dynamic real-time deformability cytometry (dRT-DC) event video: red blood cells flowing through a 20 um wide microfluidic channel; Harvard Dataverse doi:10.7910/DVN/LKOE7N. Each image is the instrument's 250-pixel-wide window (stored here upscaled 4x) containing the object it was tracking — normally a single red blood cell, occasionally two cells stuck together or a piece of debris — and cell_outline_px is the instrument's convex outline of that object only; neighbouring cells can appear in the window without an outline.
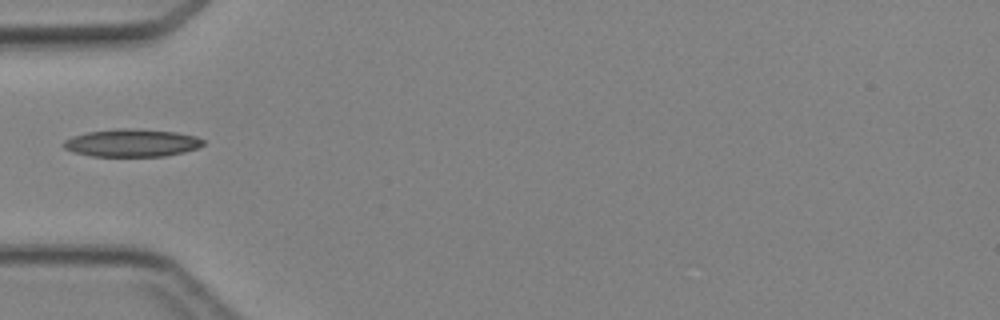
{"species": "Egyptian fruit bat (a non-hibernating species)", "species_latin": "Rousettus aegyptiacus", "temperature_condition": "cold", "stored_images_in_passage": 3, "camera_frame_rate_fps": 3000, "um_per_image_px": 0.085, "animal": {"sex": "female"}, "frame": {"image": 1, "passage_image": 2, "time_ms": 1.333, "image_size_px": [1000, 320], "cell_outline_px": [[204, 144], [196, 148], [184, 152], [164, 156], [92, 156], [72, 152], [64, 148], [60, 144], [64, 140], [72, 136], [88, 132], [116, 128], [140, 128], [176, 132], [196, 136], [204, 140]], "centroid_in_image_um": [11.17, 12.13], "position_along_channel_um": 73.8, "area_um2": 22.77}}
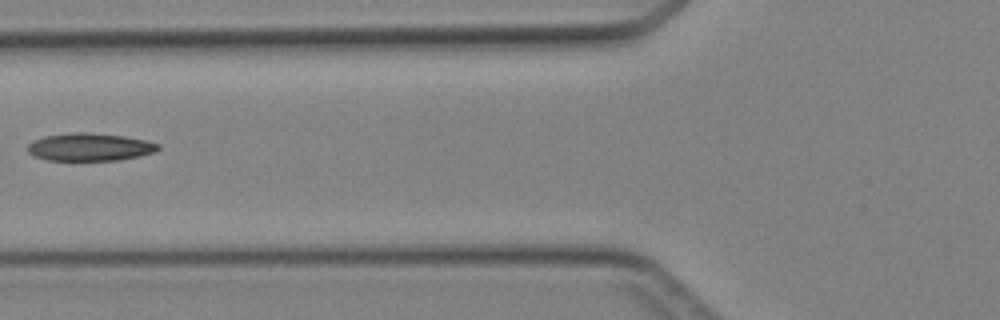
{"frame": {"image": 2, "passage_image": 3, "time_ms": 2.333, "image_size_px": [1000, 320], "cell_outline_px": [[160, 148], [156, 152], [120, 160], [48, 160], [36, 156], [28, 152], [28, 144], [32, 140], [44, 136], [72, 132], [88, 132], [124, 136], [144, 140], [160, 144]], "centroid_in_image_um": [7.64, 12.49], "position_along_channel_um": 118.2, "area_um2": 21.1}}